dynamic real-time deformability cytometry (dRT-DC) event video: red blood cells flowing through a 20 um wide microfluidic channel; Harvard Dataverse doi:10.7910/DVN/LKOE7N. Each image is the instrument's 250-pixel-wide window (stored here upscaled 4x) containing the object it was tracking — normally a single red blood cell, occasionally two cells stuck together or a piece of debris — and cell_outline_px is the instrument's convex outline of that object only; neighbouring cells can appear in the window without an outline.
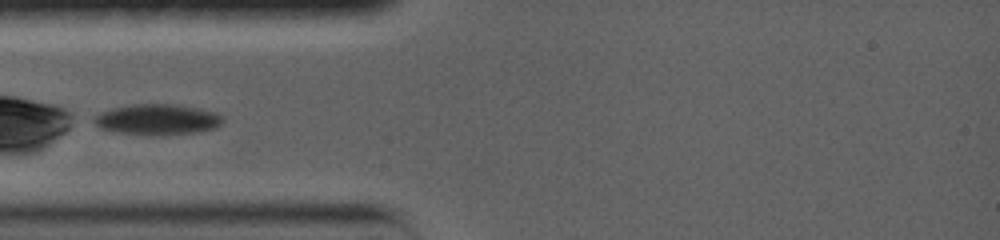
{"species": "common noctule bat (a hibernating species)", "species_latin": "Nyctalus noctula", "temperature_condition": "warm", "stored_images_in_passage": 1, "camera_frame_rate_fps": 5000, "um_per_image_px": 0.085, "animal": {"sex": "female", "body_mass_g": 19.0, "forearm_length_mm": 56.7}, "frame": {"image": 1, "passage_image": 1, "time_ms": 0.0, "image_size_px": [1000, 240], "cell_outline_px": [[224, 120], [216, 128], [200, 132], [160, 136], [152, 136], [120, 132], [100, 128], [88, 120], [100, 112], [112, 108], [132, 104], [176, 104], [200, 108], [216, 112], [224, 116]], "centroid_in_image_um": [13.38, 10.16], "position_along_channel_um": 71.6, "area_um2": 23.64}}